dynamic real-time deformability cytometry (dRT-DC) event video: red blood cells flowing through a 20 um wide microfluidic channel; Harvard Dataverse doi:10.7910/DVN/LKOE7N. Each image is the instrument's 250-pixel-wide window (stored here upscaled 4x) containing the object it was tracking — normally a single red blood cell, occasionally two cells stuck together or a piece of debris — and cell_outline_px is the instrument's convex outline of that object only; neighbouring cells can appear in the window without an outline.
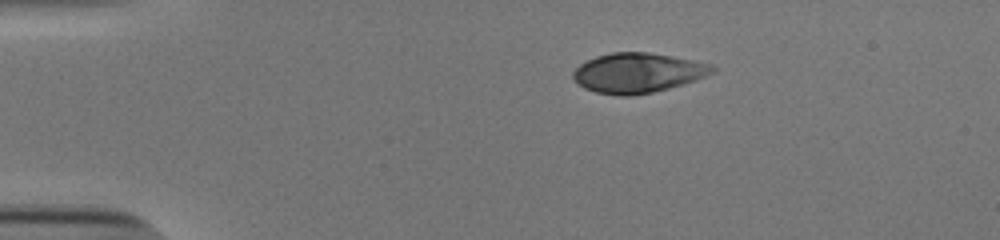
{"species": "human", "species_latin": "Homo sapiens", "temperature_condition": "cold", "stored_images_in_passage": 44, "camera_frame_rate_fps": 3000, "um_per_image_px": 0.085, "donor": {"sex": "male"}, "frame": {"image": 1, "passage_image": 1, "time_ms": 0.0, "image_size_px": [1000, 240], "cell_outline_px": [[716, 68], [712, 72], [696, 80], [668, 88], [652, 92], [632, 96], [620, 96], [596, 92], [584, 88], [572, 80], [572, 72], [580, 64], [596, 56], [612, 52], [648, 52], [692, 60], [712, 64]], "centroid_in_image_um": [54.16, 6.2], "position_along_channel_um": 30.8, "area_um2": 32.19}}
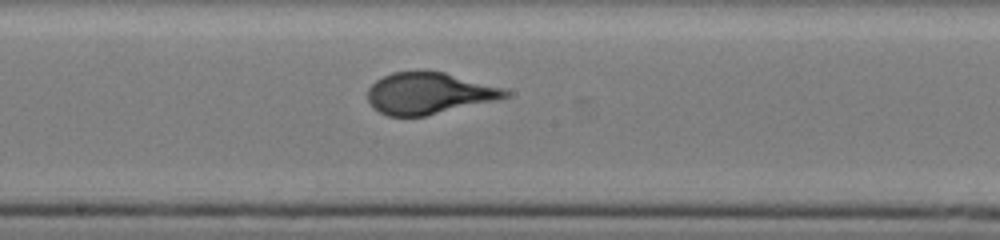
{"frame": {"image": 2, "passage_image": 20, "time_ms": 6.333, "image_size_px": [1000, 240], "cell_outline_px": [[512, 92], [508, 96], [492, 100], [424, 116], [388, 116], [372, 108], [368, 100], [368, 88], [376, 80], [392, 72], [444, 72], [504, 88]], "centroid_in_image_um": [36.41, 7.93], "position_along_channel_um": 211.8, "area_um2": 32.66}}
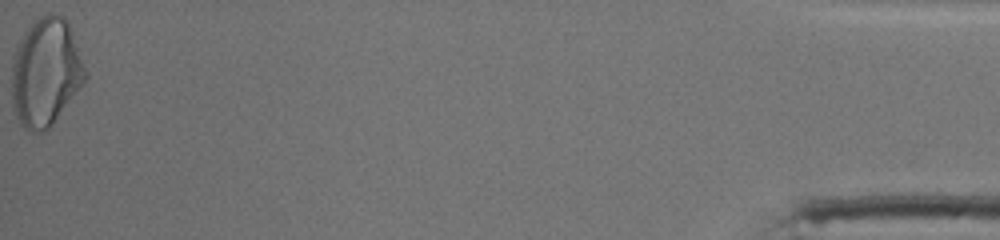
{"frame": {"image": 3, "passage_image": 44, "time_ms": 14.333, "image_size_px": [1000, 240], "cell_outline_px": [[88, 76], [84, 84], [52, 124], [44, 132], [32, 132], [24, 128], [20, 124], [12, 108], [12, 56], [24, 32], [32, 20], [48, 12], [56, 12], [68, 24], [88, 72]], "centroid_in_image_um": [3.88, 6.14], "position_along_channel_um": 431.3, "area_um2": 46.7}}